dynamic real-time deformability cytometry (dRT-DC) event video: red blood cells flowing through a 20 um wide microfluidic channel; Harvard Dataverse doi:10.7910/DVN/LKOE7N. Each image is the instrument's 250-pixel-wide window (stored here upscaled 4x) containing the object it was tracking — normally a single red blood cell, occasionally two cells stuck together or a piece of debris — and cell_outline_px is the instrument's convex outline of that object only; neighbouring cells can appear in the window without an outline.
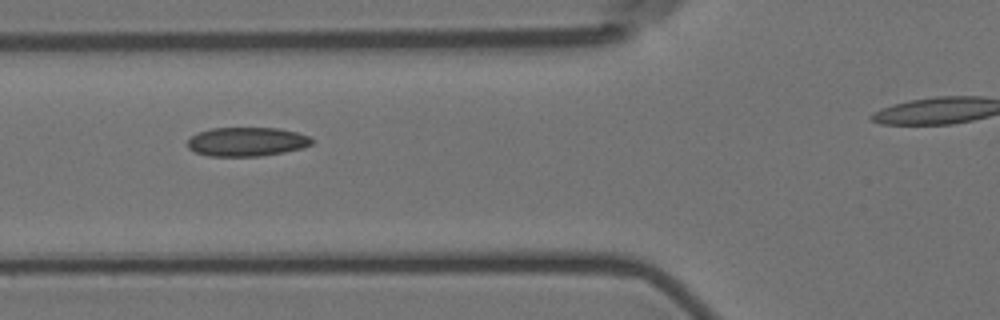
{"species": "Egyptian fruit bat (a non-hibernating species)", "species_latin": "Rousettus aegyptiacus", "temperature_condition": "room temperature", "stored_images_in_passage": 4, "segment_of_instrument_passage": [1, 2], "camera_frame_rate_fps": 3000, "um_per_image_px": 0.085, "animal": {"sex": "female"}, "frame": {"image": 1, "passage_image": 2, "time_ms": 1.333, "image_size_px": [1000, 320], "cell_outline_px": [[312, 144], [304, 148], [284, 152], [260, 156], [208, 156], [196, 152], [188, 148], [188, 140], [196, 132], [212, 128], [276, 128], [296, 132], [308, 136], [312, 140]], "centroid_in_image_um": [20.96, 12.05], "position_along_channel_um": 104.8, "area_um2": 20.98}}
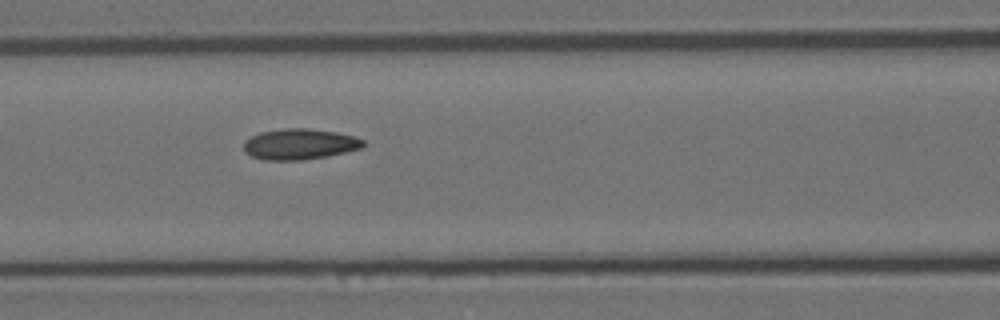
{"frame": {"image": 2, "passage_image": 3, "time_ms": 2.333, "image_size_px": [1000, 320], "cell_outline_px": [[364, 148], [328, 156], [304, 160], [264, 160], [252, 156], [244, 152], [244, 140], [260, 132], [284, 128], [308, 128], [336, 132], [356, 136], [364, 140]], "centroid_in_image_um": [25.49, 12.25], "position_along_channel_um": 141.1, "area_um2": 21.68}}